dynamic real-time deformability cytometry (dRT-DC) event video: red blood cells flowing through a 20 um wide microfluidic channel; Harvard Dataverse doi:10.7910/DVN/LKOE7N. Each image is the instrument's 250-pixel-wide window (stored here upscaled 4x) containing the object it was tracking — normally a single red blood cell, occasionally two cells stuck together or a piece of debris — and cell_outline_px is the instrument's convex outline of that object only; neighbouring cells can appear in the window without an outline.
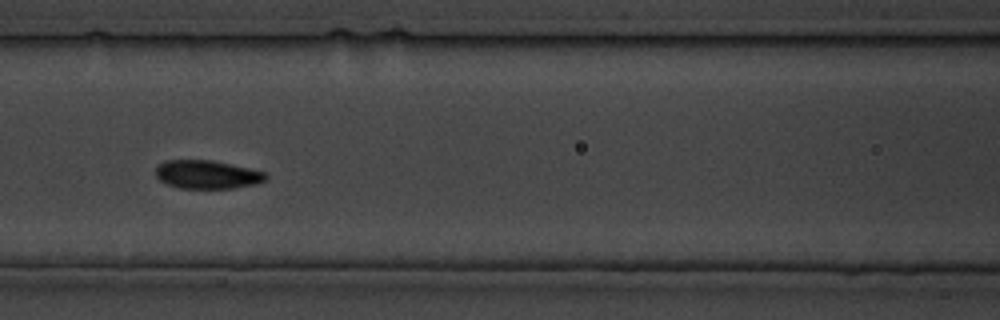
{"species": "common noctule bat (a hibernating species)", "species_latin": "Nyctalus noctula", "temperature_condition": "cold", "stored_images_in_passage": 30, "camera_frame_rate_fps": 3000, "um_per_image_px": 0.085, "animal": {"sex": "male", "body_mass_g": 19.5, "forearm_length_mm": 54.6}, "frame": {"image": 1, "passage_image": 13, "time_ms": 14.333, "image_size_px": [1000, 320], "cell_outline_px": [[268, 176], [264, 180], [256, 184], [232, 188], [180, 188], [168, 184], [160, 180], [156, 176], [156, 168], [164, 160], [212, 160], [232, 164], [268, 172]], "centroid_in_image_um": [17.64, 14.82], "position_along_channel_um": 149.0, "area_um2": 18.26}}
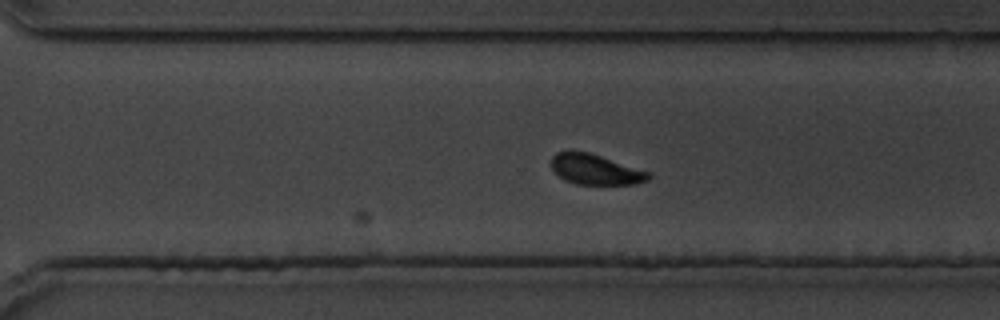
{"frame": {"image": 2, "passage_image": 22, "time_ms": 25.333, "image_size_px": [1000, 320], "cell_outline_px": [[652, 176], [648, 180], [636, 184], [576, 184], [564, 180], [552, 168], [552, 156], [556, 152], [572, 148], [588, 152], [652, 172]], "centroid_in_image_um": [50.62, 14.38], "position_along_channel_um": 320.0, "area_um2": 17.51}}